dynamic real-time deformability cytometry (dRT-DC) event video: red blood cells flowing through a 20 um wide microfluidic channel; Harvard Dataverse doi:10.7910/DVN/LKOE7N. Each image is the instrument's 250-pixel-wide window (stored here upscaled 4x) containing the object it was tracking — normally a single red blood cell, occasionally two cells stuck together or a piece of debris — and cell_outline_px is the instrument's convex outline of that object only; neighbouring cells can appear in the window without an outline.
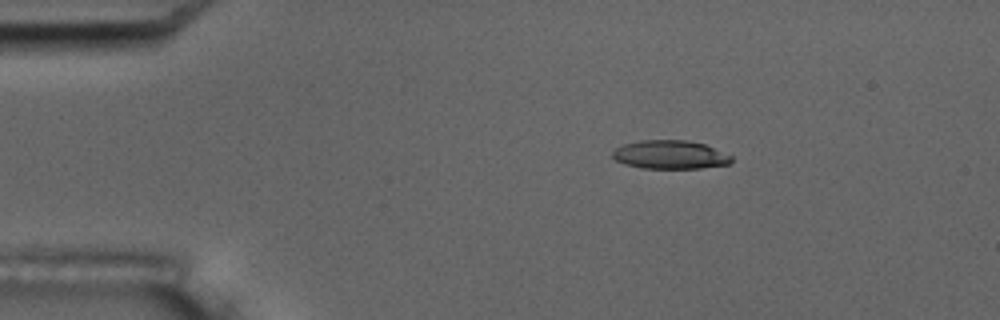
{"species": "common noctule bat (a hibernating species)", "species_latin": "Nyctalus noctula", "temperature_condition": "room temperature", "stored_images_in_passage": 4, "camera_frame_rate_fps": 3000, "um_per_image_px": 0.085, "animal": {"sex": "male", "body_mass_g": 17.5, "forearm_length_mm": 52.3}, "frame": {"image": 1, "passage_image": 2, "time_ms": 2.0, "image_size_px": [1000, 320], "cell_outline_px": [[732, 160], [728, 164], [700, 168], [640, 168], [624, 164], [616, 160], [612, 156], [612, 152], [616, 148], [624, 144], [640, 140], [688, 140], [704, 144], [732, 156]], "centroid_in_image_um": [56.93, 13.15], "position_along_channel_um": 28.1, "area_um2": 19.71}}